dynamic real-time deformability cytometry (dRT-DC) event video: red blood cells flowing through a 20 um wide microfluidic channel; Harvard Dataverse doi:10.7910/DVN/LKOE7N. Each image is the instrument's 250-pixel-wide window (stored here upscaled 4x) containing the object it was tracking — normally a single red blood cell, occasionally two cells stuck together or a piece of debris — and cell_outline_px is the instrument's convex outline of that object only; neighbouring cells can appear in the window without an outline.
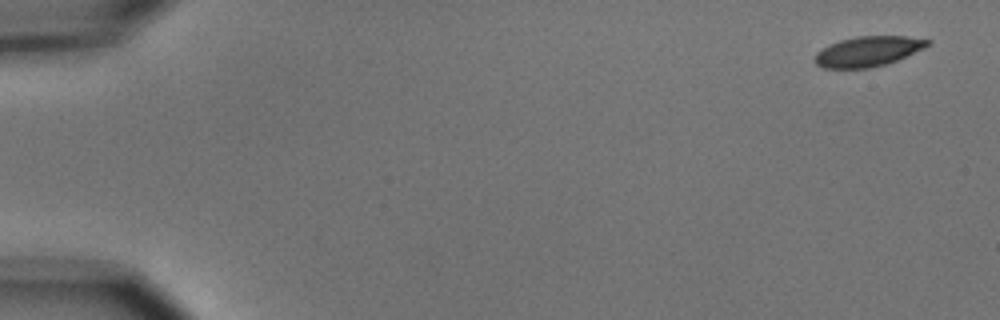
{"species": "common noctule bat (a hibernating species)", "species_latin": "Nyctalus noctula", "temperature_condition": "cold", "stored_images_in_passage": 5, "camera_frame_rate_fps": 3000, "um_per_image_px": 0.085, "animal": {"sex": "male", "body_mass_g": 15.6}, "frame": {"image": 1, "passage_image": 1, "time_ms": 0.0, "image_size_px": [1000, 320], "cell_outline_px": [[932, 40], [924, 48], [896, 60], [884, 64], [868, 68], [824, 68], [816, 64], [812, 60], [816, 52], [828, 44], [840, 40], [856, 36], [908, 36]], "centroid_in_image_um": [73.73, 4.36], "position_along_channel_um": 11.3, "area_um2": 19.77}}
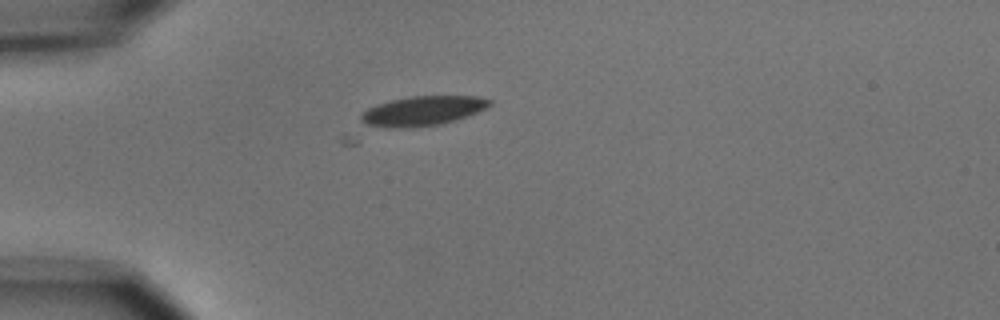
{"frame": {"image": 2, "passage_image": 5, "time_ms": 4.333, "image_size_px": [1000, 320], "cell_outline_px": [[492, 104], [468, 116], [440, 124], [408, 128], [388, 128], [368, 124], [360, 120], [360, 112], [376, 104], [388, 100], [408, 96], [480, 96], [492, 100]], "centroid_in_image_um": [35.89, 9.41], "position_along_channel_um": 49.1, "area_um2": 22.31}}